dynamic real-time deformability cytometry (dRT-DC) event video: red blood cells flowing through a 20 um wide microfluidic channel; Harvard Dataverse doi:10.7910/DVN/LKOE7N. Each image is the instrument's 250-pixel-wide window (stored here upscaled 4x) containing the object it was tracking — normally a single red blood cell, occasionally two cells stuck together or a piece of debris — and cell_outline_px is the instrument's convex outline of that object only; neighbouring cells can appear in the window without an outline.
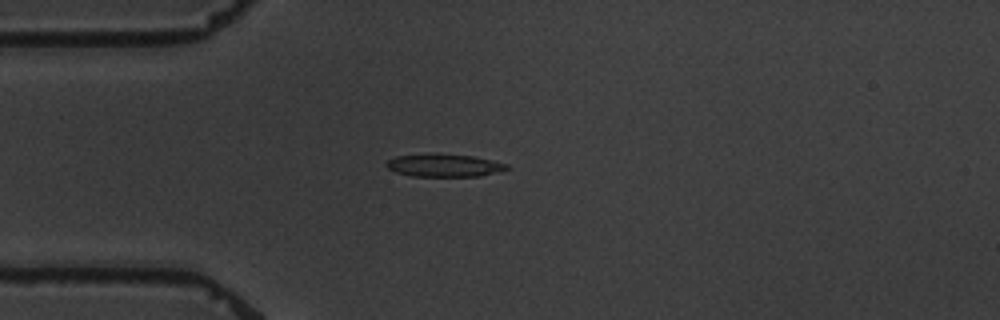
{"species": "common noctule bat (a hibernating species)", "species_latin": "Nyctalus noctula", "temperature_condition": "warm", "stored_images_in_passage": 3, "camera_frame_rate_fps": 3000, "um_per_image_px": 0.085, "animal": {"sex": "male", "body_mass_g": 19.5, "forearm_length_mm": 54.6}, "frame": {"image": 1, "passage_image": 3, "time_ms": 2.333, "image_size_px": [1000, 320], "cell_outline_px": [[512, 168], [480, 176], [412, 176], [396, 172], [388, 168], [384, 164], [388, 160], [396, 156], [432, 152], [472, 156], [492, 160], [508, 164]], "centroid_in_image_um": [37.74, 14.04], "position_along_channel_um": 47.3, "area_um2": 16.24}}